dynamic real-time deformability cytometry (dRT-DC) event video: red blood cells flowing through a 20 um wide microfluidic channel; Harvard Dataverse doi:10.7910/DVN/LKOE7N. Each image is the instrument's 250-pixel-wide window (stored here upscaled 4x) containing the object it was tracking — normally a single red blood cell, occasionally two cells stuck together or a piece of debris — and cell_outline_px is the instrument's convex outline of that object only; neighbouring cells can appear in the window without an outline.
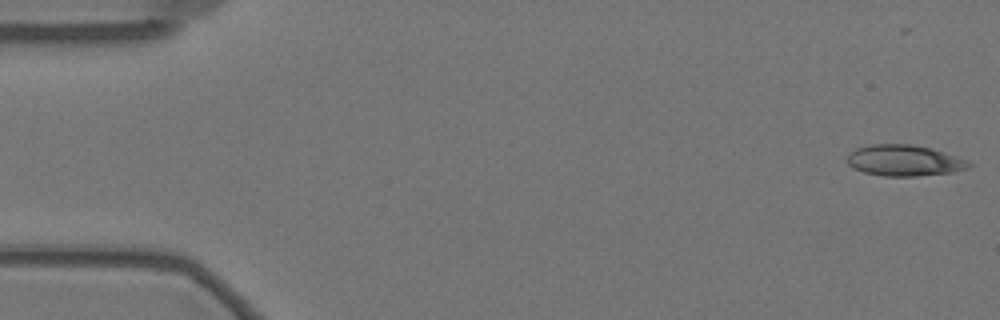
{"species": "Egyptian fruit bat (a non-hibernating species)", "species_latin": "Rousettus aegyptiacus", "temperature_condition": "warm", "stored_images_in_passage": 58, "camera_frame_rate_fps": 3000, "um_per_image_px": 0.085, "animal": {"sex": "female"}, "frame": {"image": 1, "passage_image": 1, "time_ms": 0.0, "image_size_px": [1000, 320], "cell_outline_px": [[972, 164], [968, 168], [952, 172], [916, 176], [884, 176], [864, 172], [852, 168], [848, 164], [848, 156], [856, 148], [872, 144], [912, 144], [932, 148], [968, 160]], "centroid_in_image_um": [76.87, 13.64], "position_along_channel_um": 8.1, "area_um2": 21.96}}
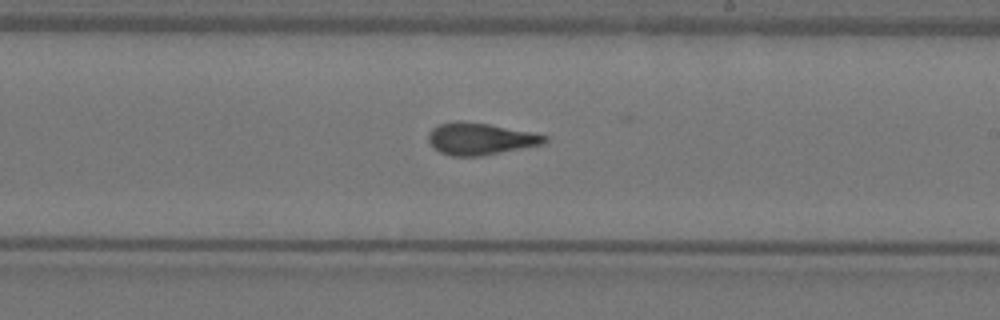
{"frame": {"image": 2, "passage_image": 33, "time_ms": 10.667, "image_size_px": [1000, 320], "cell_outline_px": [[548, 140], [544, 144], [480, 156], [452, 156], [440, 152], [428, 140], [428, 132], [432, 128], [440, 124], [456, 120], [460, 120], [488, 124], [532, 132], [548, 136]], "centroid_in_image_um": [40.83, 11.79], "position_along_channel_um": 248.2, "area_um2": 21.56}}
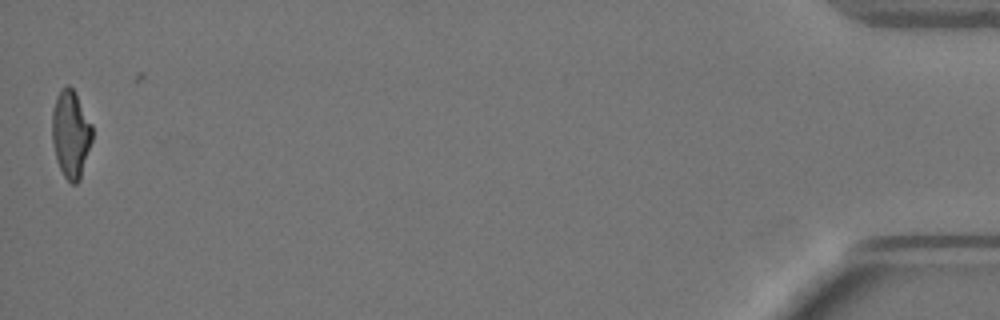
{"frame": {"image": 3, "passage_image": 57, "time_ms": 18.667, "image_size_px": [1000, 320], "cell_outline_px": [[92, 140], [80, 180], [76, 184], [72, 184], [64, 176], [56, 160], [52, 140], [52, 112], [56, 96], [60, 88], [68, 84], [76, 92], [92, 124]], "centroid_in_image_um": [6.01, 11.36], "position_along_channel_um": 429.2, "area_um2": 20.69}, "authors_computed_cell_mechanics": {"area_um2": 21.5016, "velocity_mm_per_s": 3.4818, "shape_relaxation_time_tau1_ms": 10.6364, "shape_relaxation_time_tau2_ms": 1.8491, "deformation_change_tau1": 0.274, "deformation_change_tau2": 0.1044}}